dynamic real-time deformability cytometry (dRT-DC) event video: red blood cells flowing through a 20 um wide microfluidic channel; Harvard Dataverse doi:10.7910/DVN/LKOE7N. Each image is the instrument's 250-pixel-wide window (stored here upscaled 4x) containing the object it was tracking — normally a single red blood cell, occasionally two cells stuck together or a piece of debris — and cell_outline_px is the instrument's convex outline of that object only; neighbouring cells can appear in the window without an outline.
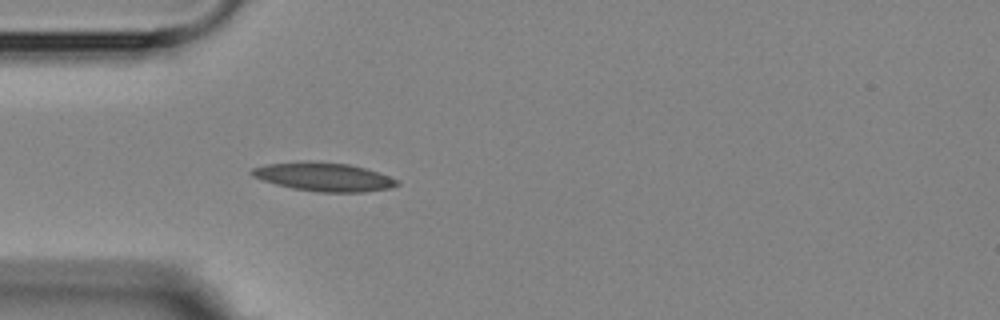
{"species": "Egyptian fruit bat (a non-hibernating species)", "species_latin": "Rousettus aegyptiacus", "temperature_condition": "room temperature", "stored_images_in_passage": 3, "camera_frame_rate_fps": 3000, "um_per_image_px": 0.085, "animal": {"sex": "female"}, "frame": {"image": 1, "passage_image": 3, "time_ms": 3.0, "image_size_px": [1000, 320], "cell_outline_px": [[400, 184], [392, 188], [364, 192], [320, 192], [292, 188], [276, 184], [252, 176], [248, 172], [252, 168], [268, 164], [348, 164], [364, 168], [400, 180]], "centroid_in_image_um": [27.59, 15.09], "position_along_channel_um": 57.4, "area_um2": 23.06}}